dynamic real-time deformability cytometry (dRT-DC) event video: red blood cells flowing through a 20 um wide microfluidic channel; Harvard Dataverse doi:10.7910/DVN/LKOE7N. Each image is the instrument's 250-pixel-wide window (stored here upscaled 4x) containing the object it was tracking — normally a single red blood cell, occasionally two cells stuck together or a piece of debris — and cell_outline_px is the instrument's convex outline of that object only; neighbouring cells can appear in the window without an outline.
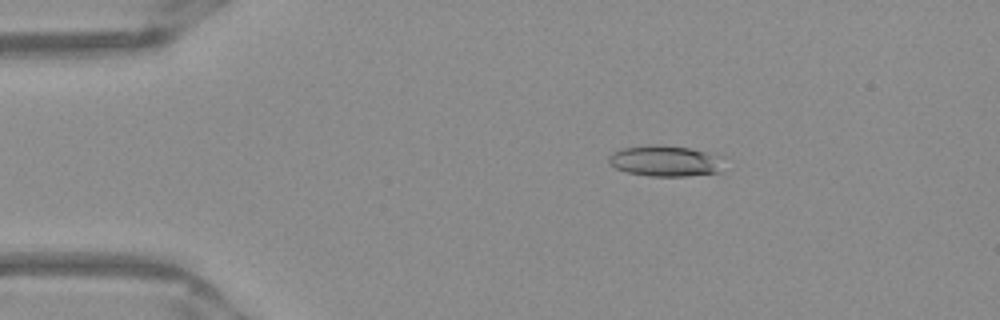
{"species": "Egyptian fruit bat (a non-hibernating species)", "species_latin": "Rousettus aegyptiacus", "temperature_condition": "warm", "stored_images_in_passage": 51, "camera_frame_rate_fps": 3000, "um_per_image_px": 0.085, "frame": {"image": 1, "passage_image": 9, "time_ms": 2.667, "image_size_px": [1000, 320], "cell_outline_px": [[724, 156], [720, 172], [688, 176], [648, 176], [628, 172], [616, 168], [608, 164], [608, 156], [612, 152], [620, 148], [652, 144], [664, 144], [688, 148]], "centroid_in_image_um": [56.53, 13.67], "position_along_channel_um": 28.5, "area_um2": 21.1}}
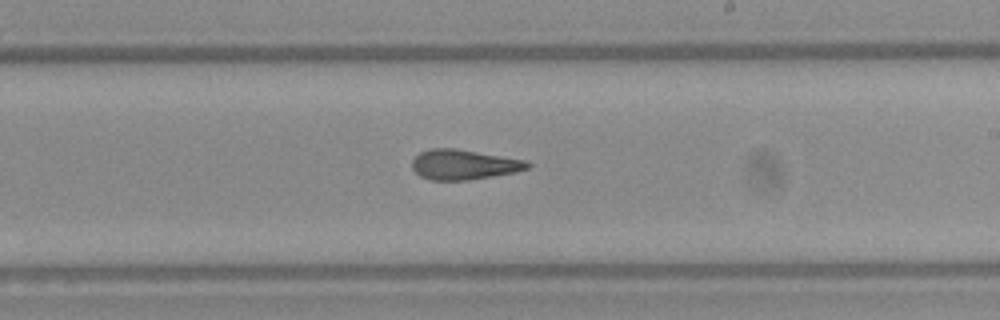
{"frame": {"image": 2, "passage_image": 30, "time_ms": 9.667, "image_size_px": [1000, 320], "cell_outline_px": [[532, 164], [528, 168], [516, 172], [468, 180], [432, 180], [420, 176], [412, 168], [412, 160], [420, 152], [432, 148], [456, 148], [528, 160]], "centroid_in_image_um": [39.45, 13.98], "position_along_channel_um": 249.6, "area_um2": 20.29}}
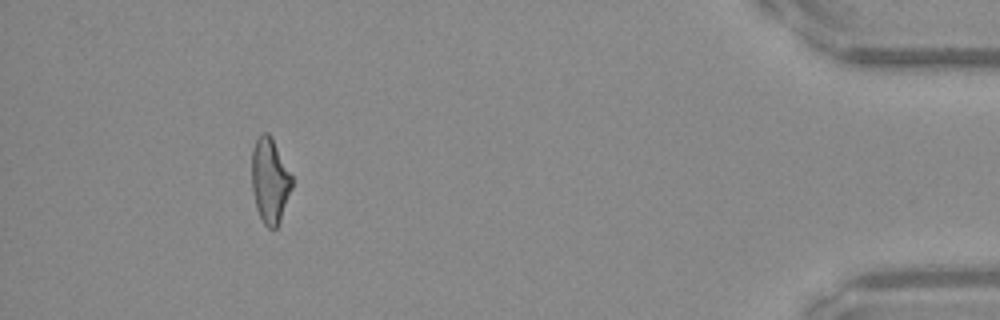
{"frame": {"image": 3, "passage_image": 47, "time_ms": 15.333, "image_size_px": [1000, 320], "cell_outline_px": [[292, 188], [280, 220], [276, 228], [268, 228], [264, 224], [256, 208], [252, 192], [252, 148], [256, 140], [264, 132], [268, 132], [272, 136], [292, 176]], "centroid_in_image_um": [22.93, 15.33], "position_along_channel_um": 412.3, "area_um2": 19.88}, "authors_computed_cell_mechanics": {"area_um2": 20.519, "velocity_mm_per_s": 3.9705, "shape_relaxation_time_tau1_ms": null, "shape_relaxation_time_tau2_ms": 2.7236, "deformation_change_tau1": null, "deformation_change_tau2": 0.1222}}